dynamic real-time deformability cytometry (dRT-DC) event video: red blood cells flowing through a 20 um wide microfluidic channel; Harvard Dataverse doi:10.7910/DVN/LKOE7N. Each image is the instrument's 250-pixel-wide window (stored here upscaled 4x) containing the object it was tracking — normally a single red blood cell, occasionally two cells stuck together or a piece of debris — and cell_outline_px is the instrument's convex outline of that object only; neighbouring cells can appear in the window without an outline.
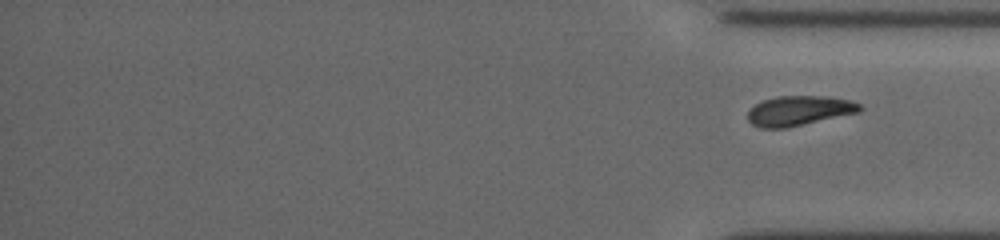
{"species": "common noctule bat (a hibernating species)", "species_latin": "Nyctalus noctula", "temperature_condition": "cold", "stored_images_in_passage": 24, "segment_of_instrument_passage": [2, 2], "camera_frame_rate_fps": 3000, "um_per_image_px": 0.085, "animal": {"sex": "female", "body_mass_g": 19.5, "forearm_length_mm": 54.1}, "frame": {"image": 1, "passage_image": 24, "time_ms": 15.667, "image_size_px": [1000, 240], "cell_outline_px": [[864, 108], [860, 112], [784, 128], [760, 128], [752, 124], [748, 120], [748, 112], [760, 100], [776, 96], [824, 96], [852, 100], [860, 104]], "centroid_in_image_um": [67.93, 9.4], "position_along_channel_um": 367.3, "area_um2": 19.48}}